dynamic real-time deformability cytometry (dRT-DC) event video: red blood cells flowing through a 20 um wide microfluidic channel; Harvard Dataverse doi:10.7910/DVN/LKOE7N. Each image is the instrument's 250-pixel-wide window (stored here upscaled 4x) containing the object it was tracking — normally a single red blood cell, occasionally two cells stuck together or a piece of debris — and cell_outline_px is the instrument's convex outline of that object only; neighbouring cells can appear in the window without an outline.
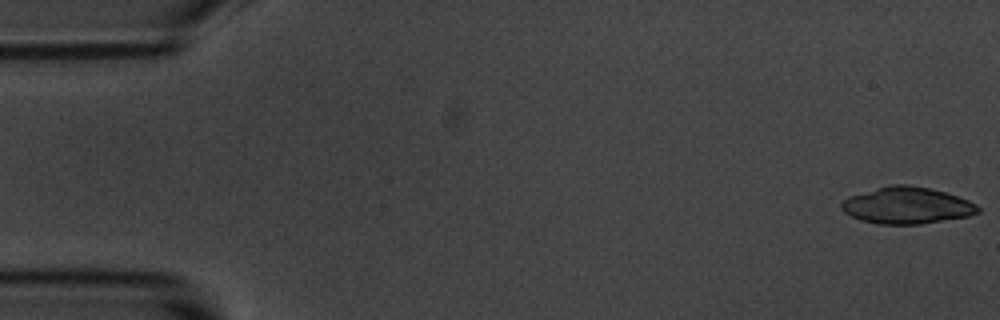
{"species": "common noctule bat (a hibernating species)", "species_latin": "Nyctalus noctula", "temperature_condition": "room temperature", "stored_images_in_passage": 31, "camera_frame_rate_fps": 3000, "um_per_image_px": 0.085, "animal": {"sex": "male", "body_mass_g": 20.1, "forearm_length_mm": 53.5}, "frame": {"image": 1, "passage_image": 1, "time_ms": 0.0, "image_size_px": [1000, 320], "cell_outline_px": [[980, 212], [968, 216], [920, 224], [876, 224], [860, 220], [844, 212], [840, 208], [840, 204], [848, 196], [892, 184], [908, 184], [932, 188], [968, 200], [976, 204], [980, 208]], "centroid_in_image_um": [77.07, 17.46], "position_along_channel_um": 7.9, "area_um2": 29.19}}